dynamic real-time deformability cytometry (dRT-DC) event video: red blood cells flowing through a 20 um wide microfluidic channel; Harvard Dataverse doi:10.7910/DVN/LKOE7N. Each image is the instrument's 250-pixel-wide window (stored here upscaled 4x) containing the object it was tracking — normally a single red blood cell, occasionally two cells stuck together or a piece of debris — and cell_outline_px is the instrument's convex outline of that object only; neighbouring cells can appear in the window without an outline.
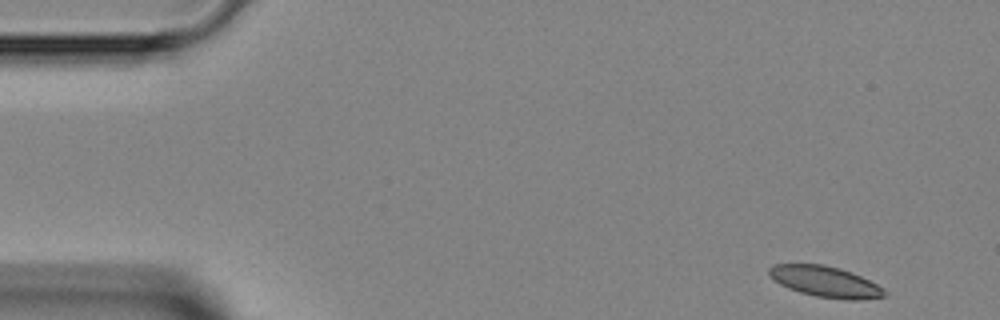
{"species": "Egyptian fruit bat (a non-hibernating species)", "species_latin": "Rousettus aegyptiacus", "temperature_condition": "room temperature", "stored_images_in_passage": 15, "camera_frame_rate_fps": 3000, "um_per_image_px": 0.085, "animal": {"sex": "female"}, "frame": {"image": 1, "passage_image": 1, "time_ms": 0.0, "image_size_px": [1000, 320], "cell_outline_px": [[888, 296], [856, 300], [844, 300], [816, 296], [800, 292], [788, 288], [780, 284], [768, 272], [768, 268], [772, 264], [824, 264], [840, 268], [852, 272], [884, 288], [888, 292]], "centroid_in_image_um": [70.19, 23.94], "position_along_channel_um": 14.8, "area_um2": 20.81}}
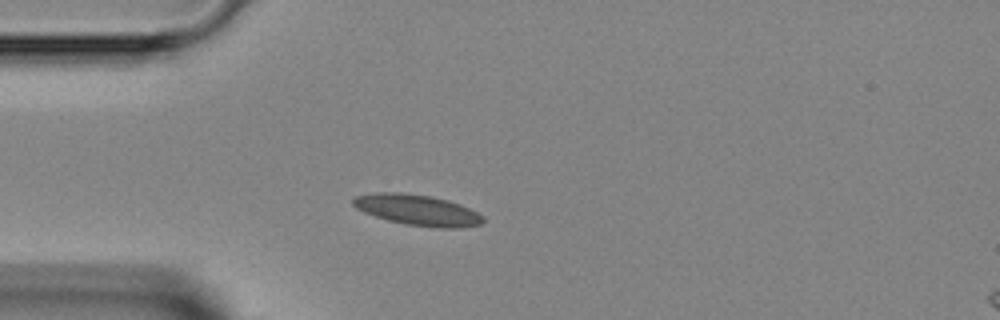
{"frame": {"image": 2, "passage_image": 10, "time_ms": 3.0, "image_size_px": [1000, 320], "cell_outline_px": [[484, 220], [480, 224], [460, 228], [436, 228], [404, 224], [388, 220], [364, 212], [356, 208], [352, 204], [352, 200], [356, 196], [376, 192], [400, 192], [432, 196], [448, 200], [460, 204], [484, 216]], "centroid_in_image_um": [35.48, 17.85], "position_along_channel_um": 49.5, "area_um2": 23.35}}
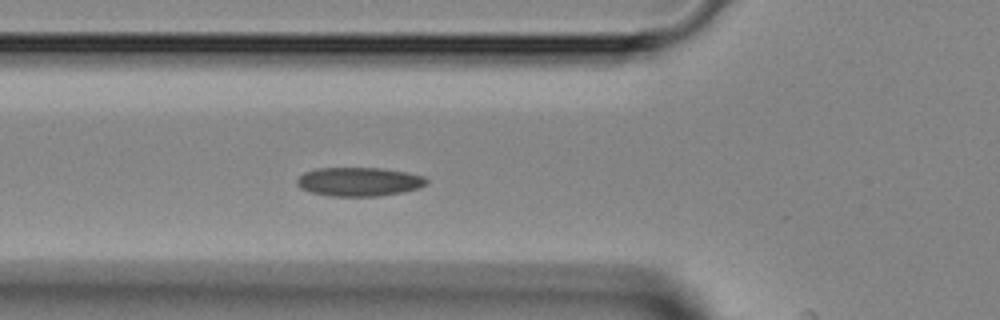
{"frame": {"image": 3, "passage_image": 14, "time_ms": 4.333, "image_size_px": [1000, 320], "cell_outline_px": [[428, 184], [420, 188], [404, 192], [376, 196], [328, 196], [312, 192], [300, 188], [296, 184], [296, 180], [304, 172], [316, 168], [380, 168], [408, 172], [424, 176], [428, 180]], "centroid_in_image_um": [30.54, 15.44], "position_along_channel_um": 95.3, "area_um2": 21.96}}